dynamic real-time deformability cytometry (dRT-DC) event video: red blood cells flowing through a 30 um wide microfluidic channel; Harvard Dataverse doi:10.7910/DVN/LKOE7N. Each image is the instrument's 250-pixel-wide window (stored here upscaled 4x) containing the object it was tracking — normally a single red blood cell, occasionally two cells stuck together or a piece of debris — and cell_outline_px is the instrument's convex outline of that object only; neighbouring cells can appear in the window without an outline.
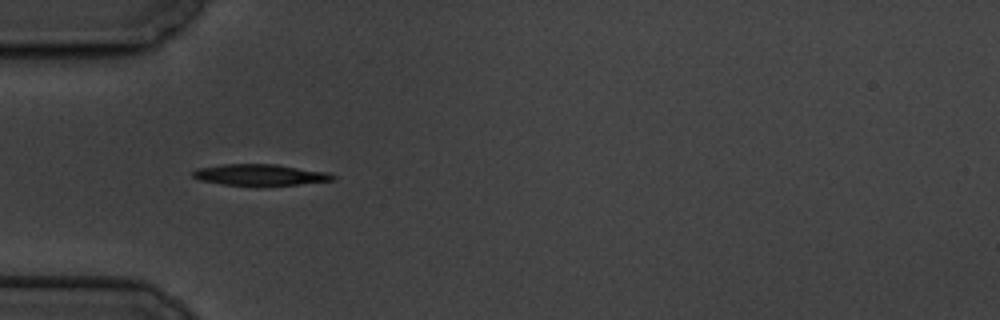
{"species": "common noctule bat (a hibernating species)", "species_latin": "Nyctalus noctula", "temperature_condition": "cold", "stored_images_in_passage": 6, "camera_frame_rate_fps": 3000, "um_per_image_px": 0.085, "animal": {"sex": "male", "body_mass_g": 19.5, "forearm_length_mm": 54.6}, "frame": {"image": 1, "passage_image": 5, "time_ms": 4.667, "image_size_px": [1000, 320], "cell_outline_px": [[336, 180], [300, 184], [220, 184], [200, 180], [192, 176], [192, 172], [196, 168], [224, 164], [276, 164], [328, 172], [336, 176]], "centroid_in_image_um": [22.12, 14.84], "position_along_channel_um": 62.9, "area_um2": 16.99}}
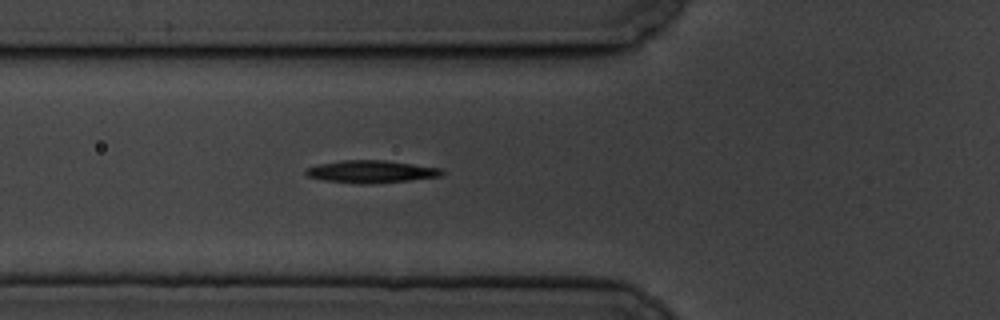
{"frame": {"image": 2, "passage_image": 6, "time_ms": 5.667, "image_size_px": [1000, 320], "cell_outline_px": [[444, 172], [440, 176], [408, 180], [364, 184], [360, 184], [324, 180], [308, 176], [304, 172], [308, 168], [316, 164], [344, 160], [384, 160], [444, 168]], "centroid_in_image_um": [31.55, 14.58], "position_along_channel_um": 94.2, "area_um2": 17.69}}